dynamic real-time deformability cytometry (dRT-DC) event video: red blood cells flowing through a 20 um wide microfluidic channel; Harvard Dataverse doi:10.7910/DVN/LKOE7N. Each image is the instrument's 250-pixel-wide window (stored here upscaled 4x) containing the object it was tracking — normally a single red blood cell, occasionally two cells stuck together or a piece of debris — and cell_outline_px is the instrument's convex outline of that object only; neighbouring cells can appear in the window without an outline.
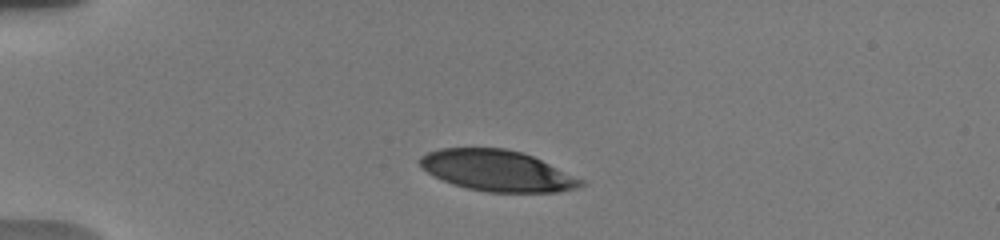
{"species": "human", "species_latin": "Homo sapiens", "temperature_condition": "warm", "stored_images_in_passage": 17, "camera_frame_rate_fps": 3000, "um_per_image_px": 0.085, "donor": {"sex": "male"}, "frame": {"image": 1, "passage_image": 1, "time_ms": 0.0, "image_size_px": [1000, 240], "cell_outline_px": [[584, 184], [576, 188], [556, 192], [488, 192], [468, 188], [452, 184], [428, 172], [420, 164], [420, 156], [428, 152], [440, 148], [504, 148], [520, 152], [532, 156], [584, 180]], "centroid_in_image_um": [42.26, 14.51], "position_along_channel_um": 42.7, "area_um2": 37.92}}
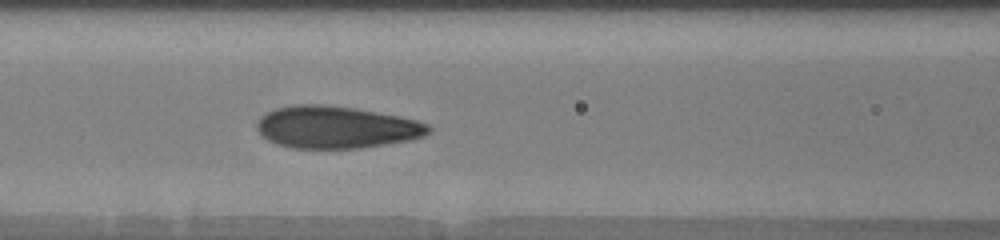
{"frame": {"image": 2, "passage_image": 11, "time_ms": 3.667, "image_size_px": [1000, 240], "cell_outline_px": [[432, 132], [424, 136], [408, 140], [360, 148], [292, 148], [276, 144], [268, 140], [256, 128], [256, 124], [260, 116], [276, 108], [296, 104], [324, 104], [352, 108], [376, 112], [416, 120], [428, 124], [432, 128]], "centroid_in_image_um": [28.56, 10.81], "position_along_channel_um": 138.0, "area_um2": 42.02}}
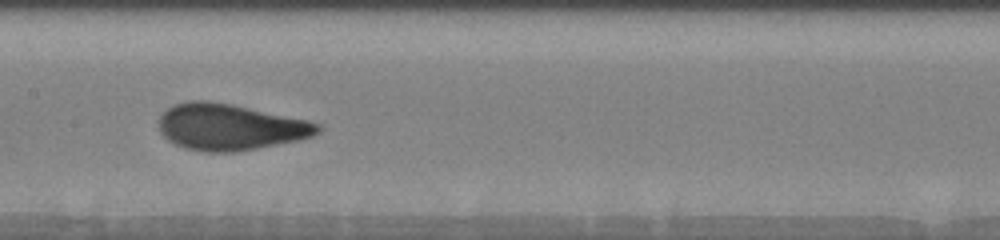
{"frame": {"image": 3, "passage_image": 16, "time_ms": 5.0, "image_size_px": [1000, 240], "cell_outline_px": [[324, 128], [320, 132], [312, 136], [300, 140], [236, 152], [208, 152], [184, 148], [168, 140], [160, 132], [160, 112], [172, 104], [188, 100], [208, 100], [232, 104], [308, 120], [320, 124]], "centroid_in_image_um": [19.55, 10.78], "position_along_channel_um": 187.9, "area_um2": 43.23}}